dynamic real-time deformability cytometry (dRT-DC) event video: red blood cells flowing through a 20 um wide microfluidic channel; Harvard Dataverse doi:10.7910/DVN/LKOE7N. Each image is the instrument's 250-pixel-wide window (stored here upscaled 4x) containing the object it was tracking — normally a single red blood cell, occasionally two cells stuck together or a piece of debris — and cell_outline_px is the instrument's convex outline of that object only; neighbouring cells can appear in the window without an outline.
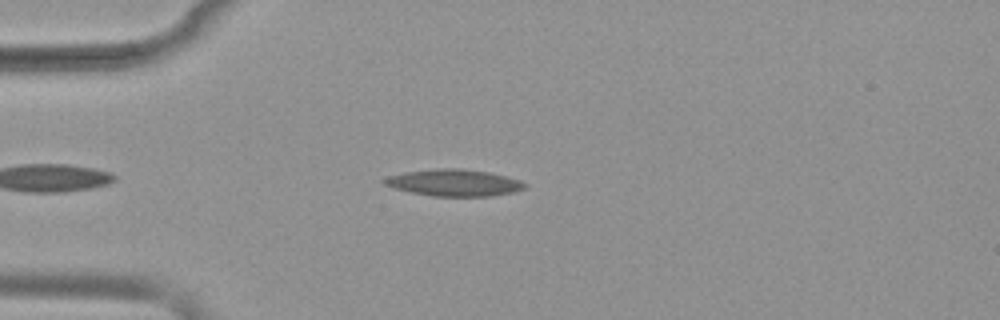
{"species": "common noctule bat (a hibernating species)", "species_latin": "Nyctalus noctula", "temperature_condition": "warm", "stored_images_in_passage": 44, "camera_frame_rate_fps": 3000, "um_per_image_px": 0.085, "animal": {"sex": "female", "body_mass_g": 19.9}, "frame": {"image": 1, "passage_image": 7, "time_ms": 2.0, "image_size_px": [1000, 320], "cell_outline_px": [[528, 184], [524, 188], [512, 192], [492, 196], [432, 196], [392, 188], [384, 184], [380, 180], [388, 176], [404, 172], [440, 168], [456, 168], [488, 172], [520, 180]], "centroid_in_image_um": [38.55, 15.53], "position_along_channel_um": 46.4, "area_um2": 21.79}}
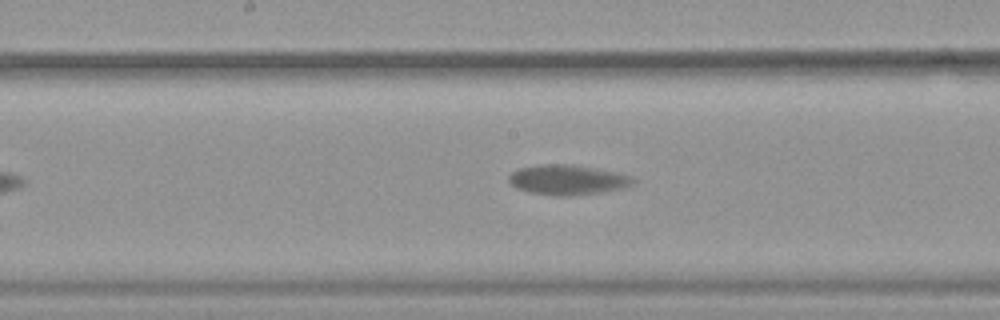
{"frame": {"image": 2, "passage_image": 21, "time_ms": 6.667, "image_size_px": [1000, 320], "cell_outline_px": [[636, 184], [624, 188], [576, 196], [552, 196], [528, 192], [516, 188], [508, 180], [508, 176], [512, 172], [520, 168], [540, 164], [572, 164], [596, 168], [616, 172], [632, 176], [636, 180]], "centroid_in_image_um": [48.27, 15.29], "position_along_channel_um": 199.9, "area_um2": 22.08}}
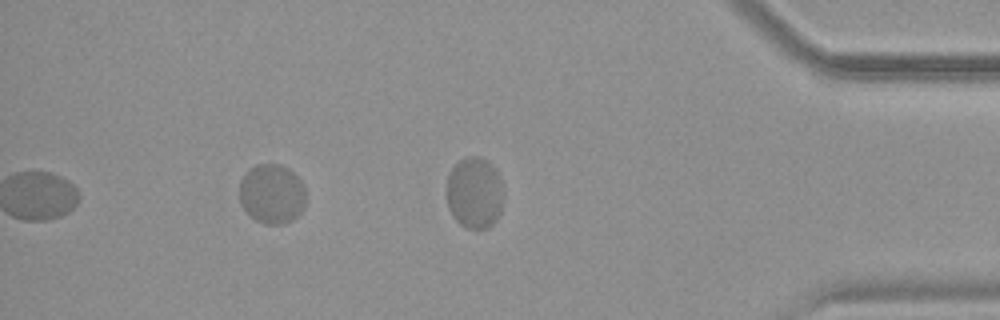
{"frame": {"image": 3, "passage_image": 39, "time_ms": 12.667, "image_size_px": [1000, 320], "cell_outline_px": [[304, 208], [292, 220], [280, 224], [264, 224], [256, 220], [240, 204], [240, 180], [244, 172], [248, 168], [256, 164], [280, 164], [288, 168], [300, 180], [304, 188]], "centroid_in_image_um": [23.08, 16.46], "position_along_channel_um": 412.1, "area_um2": 23.0}, "authors_computed_cell_mechanics": {"area_um2": 22.0218, "velocity_mm_per_s": 3.6901, "shape_relaxation_time_tau1_ms": 5.508, "shape_relaxation_time_tau2_ms": null, "deformation_change_tau1": 0.1145, "deformation_change_tau2": null}}